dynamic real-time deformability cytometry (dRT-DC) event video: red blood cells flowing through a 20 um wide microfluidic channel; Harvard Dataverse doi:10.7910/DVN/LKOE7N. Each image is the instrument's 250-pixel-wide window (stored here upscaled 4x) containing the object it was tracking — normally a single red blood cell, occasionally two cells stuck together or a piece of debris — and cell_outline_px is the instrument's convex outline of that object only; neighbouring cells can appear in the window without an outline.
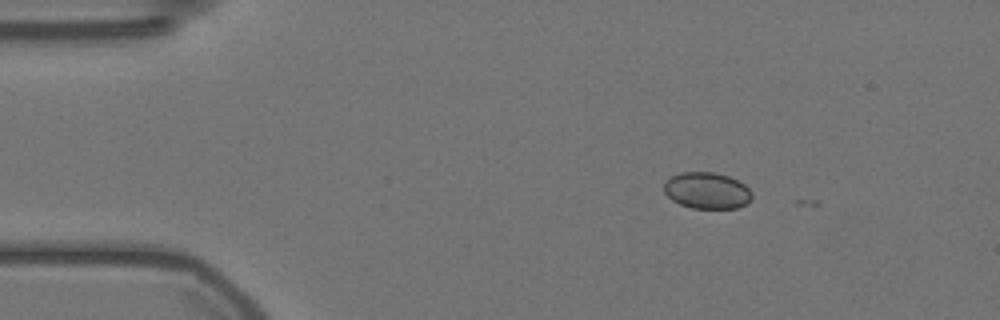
{"species": "Egyptian fruit bat (a non-hibernating species)", "species_latin": "Rousettus aegyptiacus", "temperature_condition": "warm", "stored_images_in_passage": 3, "camera_frame_rate_fps": 3000, "um_per_image_px": 0.085, "animal": {"sex": "female"}, "frame": {"image": 1, "passage_image": 2, "time_ms": 0.333, "image_size_px": [1000, 320], "cell_outline_px": [[752, 200], [748, 204], [736, 208], [692, 208], [680, 204], [672, 200], [664, 192], [664, 184], [672, 176], [680, 172], [712, 172], [728, 176], [744, 184], [752, 192]], "centroid_in_image_um": [60.11, 16.21], "position_along_channel_um": 24.9, "area_um2": 18.67}}